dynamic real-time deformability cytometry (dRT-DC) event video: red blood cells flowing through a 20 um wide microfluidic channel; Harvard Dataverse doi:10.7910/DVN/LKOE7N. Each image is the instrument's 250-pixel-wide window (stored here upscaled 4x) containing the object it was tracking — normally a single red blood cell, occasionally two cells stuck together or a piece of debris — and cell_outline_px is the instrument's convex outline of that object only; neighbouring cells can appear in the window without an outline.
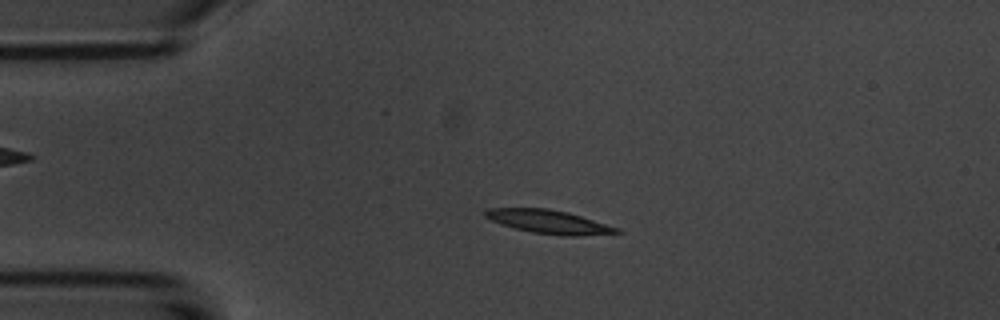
{"species": "common noctule bat (a hibernating species)", "species_latin": "Nyctalus noctula", "temperature_condition": "room temperature", "stored_images_in_passage": 4, "camera_frame_rate_fps": 3000, "um_per_image_px": 0.085, "animal": {"sex": "male", "body_mass_g": 20.1, "forearm_length_mm": 53.5}, "frame": {"image": 1, "passage_image": 2, "time_ms": 1.0, "image_size_px": [1000, 320], "cell_outline_px": [[624, 232], [580, 236], [560, 236], [532, 232], [500, 224], [484, 216], [484, 212], [488, 208], [548, 208], [568, 212], [620, 228]], "centroid_in_image_um": [46.68, 18.85], "position_along_channel_um": 38.3, "area_um2": 18.09}}